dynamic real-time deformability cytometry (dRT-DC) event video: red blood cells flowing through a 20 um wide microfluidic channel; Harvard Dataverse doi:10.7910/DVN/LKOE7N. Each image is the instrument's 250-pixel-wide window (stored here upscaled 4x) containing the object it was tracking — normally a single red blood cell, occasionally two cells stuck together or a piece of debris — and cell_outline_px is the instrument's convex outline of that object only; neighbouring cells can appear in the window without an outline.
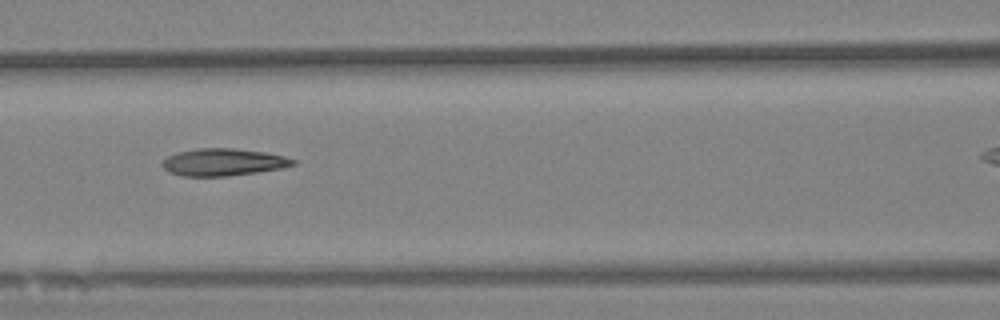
{"species": "Egyptian fruit bat (a non-hibernating species)", "species_latin": "Rousettus aegyptiacus", "temperature_condition": "warm", "stored_images_in_passage": 8, "camera_frame_rate_fps": 3000, "um_per_image_px": 0.085, "animal": {"sex": "female"}, "frame": {"image": 1, "passage_image": 4, "time_ms": 1.0, "image_size_px": [1000, 320], "cell_outline_px": [[296, 164], [280, 168], [256, 172], [228, 176], [180, 176], [168, 172], [160, 164], [168, 156], [176, 152], [196, 148], [236, 148], [264, 152], [284, 156], [296, 160]], "centroid_in_image_um": [18.93, 13.78], "position_along_channel_um": 147.7, "area_um2": 20.81}}
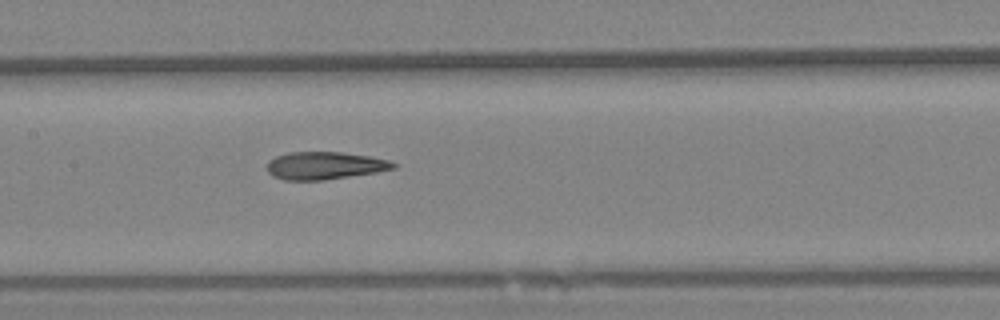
{"frame": {"image": 2, "passage_image": 5, "time_ms": 1.333, "image_size_px": [1000, 320], "cell_outline_px": [[396, 168], [376, 172], [320, 180], [284, 180], [272, 176], [268, 172], [268, 160], [276, 156], [288, 152], [340, 152], [368, 156], [388, 160], [396, 164]], "centroid_in_image_um": [27.56, 14.07], "position_along_channel_um": 179.8, "area_um2": 20.11}}
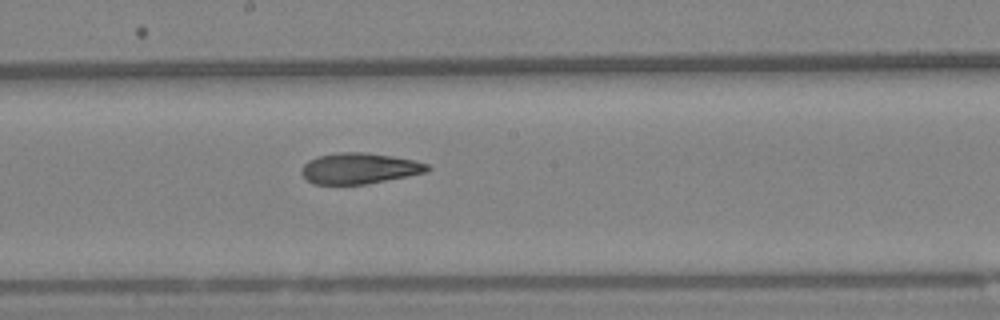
{"frame": {"image": 3, "passage_image": 7, "time_ms": 2.0, "image_size_px": [1000, 320], "cell_outline_px": [[432, 168], [428, 172], [408, 176], [364, 184], [312, 184], [300, 172], [300, 168], [308, 160], [316, 156], [340, 152], [364, 152], [392, 156], [412, 160], [428, 164]], "centroid_in_image_um": [30.53, 14.31], "position_along_channel_um": 217.7, "area_um2": 22.66}}